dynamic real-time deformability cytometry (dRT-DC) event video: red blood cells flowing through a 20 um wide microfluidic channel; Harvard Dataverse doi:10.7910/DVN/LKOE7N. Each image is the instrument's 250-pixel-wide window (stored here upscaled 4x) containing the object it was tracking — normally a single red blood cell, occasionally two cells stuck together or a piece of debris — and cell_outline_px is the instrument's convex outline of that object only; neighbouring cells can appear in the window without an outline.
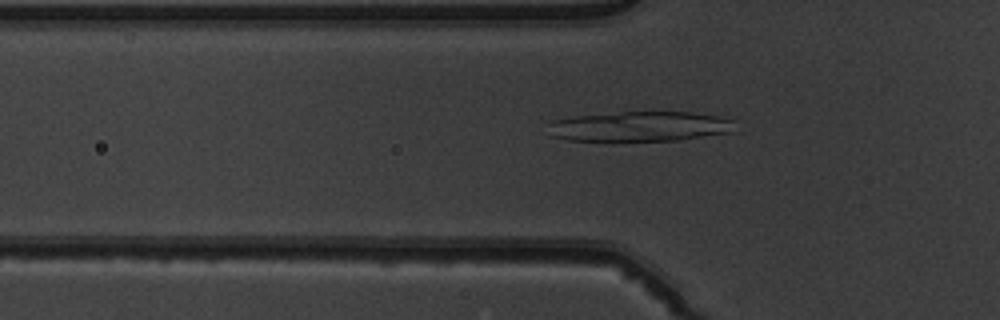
{"species": "common noctule bat (a hibernating species)", "species_latin": "Nyctalus noctula", "temperature_condition": "warm", "stored_images_in_passage": 50, "camera_frame_rate_fps": 3000, "um_per_image_px": 0.085, "animal": {"sex": "male", "body_mass_g": 19.5, "forearm_length_mm": 54.6}, "frame": {"image": 1, "passage_image": 17, "time_ms": 5.333, "image_size_px": [1000, 320], "cell_outline_px": [[736, 120], [732, 132], [680, 140], [608, 144], [568, 140], [552, 136], [544, 124], [552, 120], [576, 116], [620, 112], [692, 112], [716, 116]], "centroid_in_image_um": [54.29, 10.8], "position_along_channel_um": 71.5, "area_um2": 34.28}}
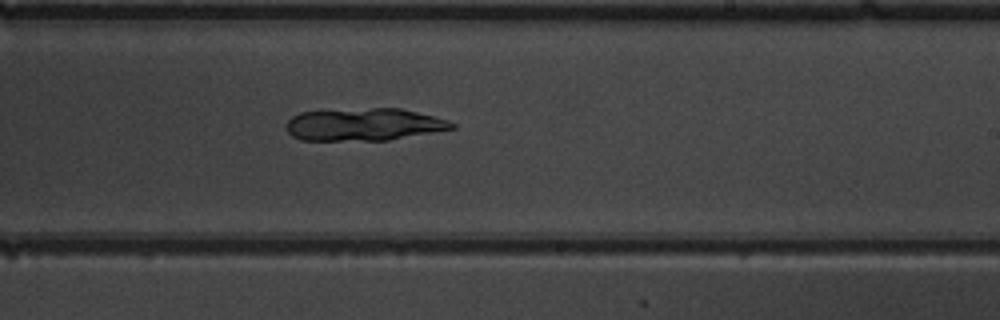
{"frame": {"image": 2, "passage_image": 31, "time_ms": 10.0, "image_size_px": [1000, 320], "cell_outline_px": [[456, 128], [388, 140], [300, 140], [292, 136], [288, 132], [288, 120], [292, 116], [300, 112], [372, 108], [400, 108], [436, 116], [448, 120], [456, 124]], "centroid_in_image_um": [30.97, 10.58], "position_along_channel_um": 258.0, "area_um2": 31.21}}
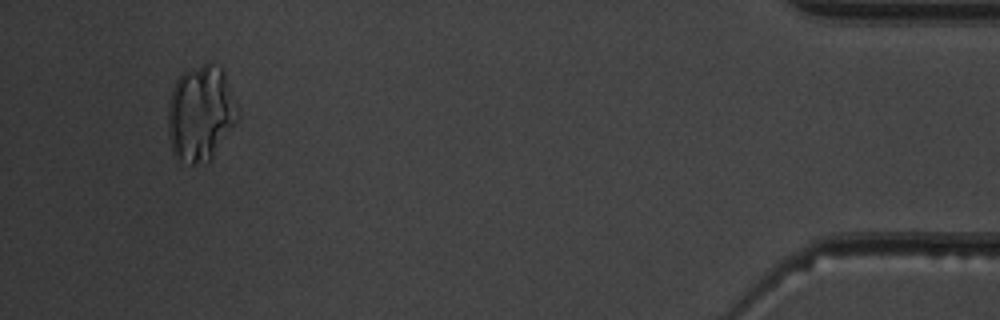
{"frame": {"image": 3, "passage_image": 48, "time_ms": 15.667, "image_size_px": [1000, 320], "cell_outline_px": [[240, 116], [212, 156], [208, 160], [196, 164], [192, 164], [176, 160], [172, 152], [168, 132], [168, 104], [172, 88], [176, 80], [184, 72], [208, 60], [212, 60], [224, 68]], "centroid_in_image_um": [17.05, 9.57], "position_along_channel_um": 418.2, "area_um2": 39.25}}